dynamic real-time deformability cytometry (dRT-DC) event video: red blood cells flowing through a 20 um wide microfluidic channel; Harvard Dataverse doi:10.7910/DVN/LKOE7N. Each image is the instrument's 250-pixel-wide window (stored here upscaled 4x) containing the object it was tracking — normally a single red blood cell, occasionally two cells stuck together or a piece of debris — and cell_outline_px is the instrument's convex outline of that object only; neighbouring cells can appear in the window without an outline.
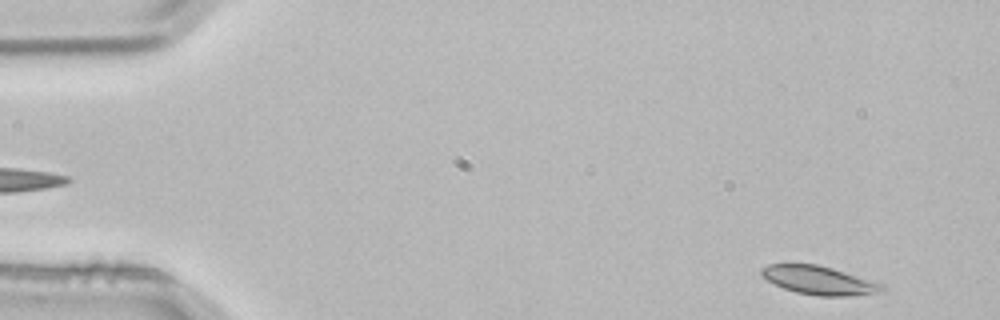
{"species": "common noctule bat (a hibernating species)", "species_latin": "Nyctalus noctula", "temperature_condition": "room temperature", "stored_images_in_passage": 51, "camera_frame_rate_fps": 3000, "um_per_image_px": 0.085, "animal": {"sex": "male", "body_mass_g": 21.5, "forearm_length_mm": 52.0}, "frame": {"image": 1, "passage_image": 2, "time_ms": 0.333, "image_size_px": [1000, 320], "cell_outline_px": [[884, 292], [848, 296], [820, 296], [796, 292], [784, 288], [768, 280], [760, 272], [760, 268], [768, 264], [816, 264], [832, 268], [872, 280], [884, 284]], "centroid_in_image_um": [69.65, 23.83], "position_along_channel_um": 15.3, "area_um2": 19.94}}
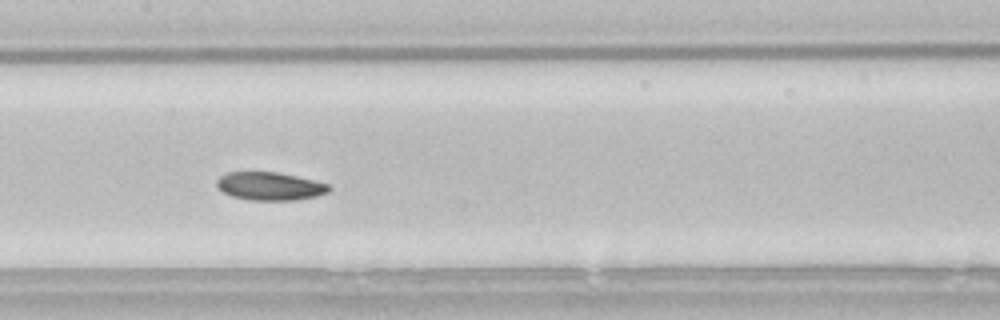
{"frame": {"image": 2, "passage_image": 24, "time_ms": 7.667, "image_size_px": [1000, 320], "cell_outline_px": [[332, 188], [328, 192], [316, 196], [296, 200], [252, 200], [232, 196], [216, 188], [216, 180], [220, 176], [228, 172], [276, 172], [296, 176], [328, 184]], "centroid_in_image_um": [22.92, 15.82], "position_along_channel_um": 184.5, "area_um2": 18.32}}
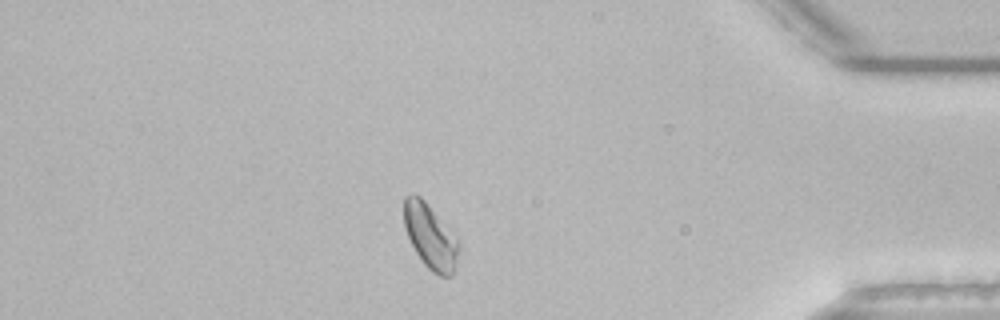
{"frame": {"image": 3, "passage_image": 44, "time_ms": 14.333, "image_size_px": [1000, 320], "cell_outline_px": [[460, 248], [452, 276], [440, 276], [432, 272], [424, 264], [416, 252], [408, 236], [404, 224], [404, 196], [412, 192], [420, 196], [424, 200], [460, 240]], "centroid_in_image_um": [36.59, 20.09], "position_along_channel_um": 398.6, "area_um2": 20.69}, "authors_computed_cell_mechanics": {"area_um2": 19.7098, "velocity_mm_per_s": 3.7833, "shape_relaxation_time_tau1_ms": 9.3487, "shape_relaxation_time_tau2_ms": 11.3472, "deformation_change_tau1": 0.1056, "deformation_change_tau2": 0.1345}}